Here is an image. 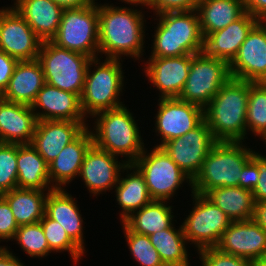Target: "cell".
<instances>
[{"instance_id": "1", "label": "cell", "mask_w": 266, "mask_h": 266, "mask_svg": "<svg viewBox=\"0 0 266 266\" xmlns=\"http://www.w3.org/2000/svg\"><path fill=\"white\" fill-rule=\"evenodd\" d=\"M250 82L230 78L204 108V120L217 142H243Z\"/></svg>"}, {"instance_id": "2", "label": "cell", "mask_w": 266, "mask_h": 266, "mask_svg": "<svg viewBox=\"0 0 266 266\" xmlns=\"http://www.w3.org/2000/svg\"><path fill=\"white\" fill-rule=\"evenodd\" d=\"M98 11L99 52L112 59L121 55L140 58L144 43L142 12L105 4L98 5Z\"/></svg>"}, {"instance_id": "3", "label": "cell", "mask_w": 266, "mask_h": 266, "mask_svg": "<svg viewBox=\"0 0 266 266\" xmlns=\"http://www.w3.org/2000/svg\"><path fill=\"white\" fill-rule=\"evenodd\" d=\"M196 12L197 10L158 14L159 24L150 57H177L203 52L204 37Z\"/></svg>"}, {"instance_id": "4", "label": "cell", "mask_w": 266, "mask_h": 266, "mask_svg": "<svg viewBox=\"0 0 266 266\" xmlns=\"http://www.w3.org/2000/svg\"><path fill=\"white\" fill-rule=\"evenodd\" d=\"M243 147L242 142H217L192 181V192L205 195L216 187L239 186L241 171L255 154L250 148Z\"/></svg>"}, {"instance_id": "5", "label": "cell", "mask_w": 266, "mask_h": 266, "mask_svg": "<svg viewBox=\"0 0 266 266\" xmlns=\"http://www.w3.org/2000/svg\"><path fill=\"white\" fill-rule=\"evenodd\" d=\"M96 116V132H91L93 144L117 157H129L127 163L132 164L145 149L132 113L123 105L97 113Z\"/></svg>"}, {"instance_id": "6", "label": "cell", "mask_w": 266, "mask_h": 266, "mask_svg": "<svg viewBox=\"0 0 266 266\" xmlns=\"http://www.w3.org/2000/svg\"><path fill=\"white\" fill-rule=\"evenodd\" d=\"M37 60L44 72L45 83L81 97L90 57L43 41Z\"/></svg>"}, {"instance_id": "7", "label": "cell", "mask_w": 266, "mask_h": 266, "mask_svg": "<svg viewBox=\"0 0 266 266\" xmlns=\"http://www.w3.org/2000/svg\"><path fill=\"white\" fill-rule=\"evenodd\" d=\"M98 58H92L89 61L85 78L84 89L80 97V105L85 115L94 116L102 111L116 109L123 106L118 101L122 91L123 79L122 68L119 59L106 58L105 62L97 63ZM93 64L97 70L91 71L89 67Z\"/></svg>"}, {"instance_id": "8", "label": "cell", "mask_w": 266, "mask_h": 266, "mask_svg": "<svg viewBox=\"0 0 266 266\" xmlns=\"http://www.w3.org/2000/svg\"><path fill=\"white\" fill-rule=\"evenodd\" d=\"M98 25L95 0L87 6L64 9L58 31L50 41L58 47L96 58L99 53Z\"/></svg>"}, {"instance_id": "9", "label": "cell", "mask_w": 266, "mask_h": 266, "mask_svg": "<svg viewBox=\"0 0 266 266\" xmlns=\"http://www.w3.org/2000/svg\"><path fill=\"white\" fill-rule=\"evenodd\" d=\"M231 78L229 64L204 52L191 55V65L179 99L205 108Z\"/></svg>"}, {"instance_id": "10", "label": "cell", "mask_w": 266, "mask_h": 266, "mask_svg": "<svg viewBox=\"0 0 266 266\" xmlns=\"http://www.w3.org/2000/svg\"><path fill=\"white\" fill-rule=\"evenodd\" d=\"M143 174L152 200H170L184 180L191 179L178 167L171 157L155 146L151 153H143L132 163Z\"/></svg>"}, {"instance_id": "11", "label": "cell", "mask_w": 266, "mask_h": 266, "mask_svg": "<svg viewBox=\"0 0 266 266\" xmlns=\"http://www.w3.org/2000/svg\"><path fill=\"white\" fill-rule=\"evenodd\" d=\"M191 193L195 206L182 225L184 236L196 244L198 251L216 247L232 221L205 195Z\"/></svg>"}, {"instance_id": "12", "label": "cell", "mask_w": 266, "mask_h": 266, "mask_svg": "<svg viewBox=\"0 0 266 266\" xmlns=\"http://www.w3.org/2000/svg\"><path fill=\"white\" fill-rule=\"evenodd\" d=\"M216 143L212 131L203 120L193 130L164 143L161 148L193 181L200 172L207 154Z\"/></svg>"}, {"instance_id": "13", "label": "cell", "mask_w": 266, "mask_h": 266, "mask_svg": "<svg viewBox=\"0 0 266 266\" xmlns=\"http://www.w3.org/2000/svg\"><path fill=\"white\" fill-rule=\"evenodd\" d=\"M42 40L14 7L0 10V49L18 61L36 60Z\"/></svg>"}, {"instance_id": "14", "label": "cell", "mask_w": 266, "mask_h": 266, "mask_svg": "<svg viewBox=\"0 0 266 266\" xmlns=\"http://www.w3.org/2000/svg\"><path fill=\"white\" fill-rule=\"evenodd\" d=\"M159 100L155 126L163 140L157 147L181 137L204 120V109L198 105L185 102L178 97L159 98Z\"/></svg>"}, {"instance_id": "15", "label": "cell", "mask_w": 266, "mask_h": 266, "mask_svg": "<svg viewBox=\"0 0 266 266\" xmlns=\"http://www.w3.org/2000/svg\"><path fill=\"white\" fill-rule=\"evenodd\" d=\"M229 70L234 79L266 82V30L259 22L248 33Z\"/></svg>"}, {"instance_id": "16", "label": "cell", "mask_w": 266, "mask_h": 266, "mask_svg": "<svg viewBox=\"0 0 266 266\" xmlns=\"http://www.w3.org/2000/svg\"><path fill=\"white\" fill-rule=\"evenodd\" d=\"M115 156L94 144L87 150L79 176L83 178L86 187L94 196L117 185L122 168V170L130 169L131 171L132 164L127 161L118 163Z\"/></svg>"}, {"instance_id": "17", "label": "cell", "mask_w": 266, "mask_h": 266, "mask_svg": "<svg viewBox=\"0 0 266 266\" xmlns=\"http://www.w3.org/2000/svg\"><path fill=\"white\" fill-rule=\"evenodd\" d=\"M215 248L249 261L266 256V230L253 219L233 221L224 230Z\"/></svg>"}, {"instance_id": "18", "label": "cell", "mask_w": 266, "mask_h": 266, "mask_svg": "<svg viewBox=\"0 0 266 266\" xmlns=\"http://www.w3.org/2000/svg\"><path fill=\"white\" fill-rule=\"evenodd\" d=\"M86 121L43 120L38 121L31 145L49 165L87 127Z\"/></svg>"}, {"instance_id": "19", "label": "cell", "mask_w": 266, "mask_h": 266, "mask_svg": "<svg viewBox=\"0 0 266 266\" xmlns=\"http://www.w3.org/2000/svg\"><path fill=\"white\" fill-rule=\"evenodd\" d=\"M149 59L145 68L146 76L160 90V98L178 97L187 81L191 54Z\"/></svg>"}, {"instance_id": "20", "label": "cell", "mask_w": 266, "mask_h": 266, "mask_svg": "<svg viewBox=\"0 0 266 266\" xmlns=\"http://www.w3.org/2000/svg\"><path fill=\"white\" fill-rule=\"evenodd\" d=\"M258 22L249 12H245L227 27L208 34L204 38L203 52L230 64L248 33Z\"/></svg>"}, {"instance_id": "21", "label": "cell", "mask_w": 266, "mask_h": 266, "mask_svg": "<svg viewBox=\"0 0 266 266\" xmlns=\"http://www.w3.org/2000/svg\"><path fill=\"white\" fill-rule=\"evenodd\" d=\"M37 122L31 106L0 97V143L31 144Z\"/></svg>"}, {"instance_id": "22", "label": "cell", "mask_w": 266, "mask_h": 266, "mask_svg": "<svg viewBox=\"0 0 266 266\" xmlns=\"http://www.w3.org/2000/svg\"><path fill=\"white\" fill-rule=\"evenodd\" d=\"M39 107L43 109V113H35L38 121H84L85 118L80 105V97L77 94L61 90L48 83L44 84L31 105L33 111Z\"/></svg>"}, {"instance_id": "23", "label": "cell", "mask_w": 266, "mask_h": 266, "mask_svg": "<svg viewBox=\"0 0 266 266\" xmlns=\"http://www.w3.org/2000/svg\"><path fill=\"white\" fill-rule=\"evenodd\" d=\"M44 84V72L37 59L18 61L0 97L7 101L31 106Z\"/></svg>"}, {"instance_id": "24", "label": "cell", "mask_w": 266, "mask_h": 266, "mask_svg": "<svg viewBox=\"0 0 266 266\" xmlns=\"http://www.w3.org/2000/svg\"><path fill=\"white\" fill-rule=\"evenodd\" d=\"M93 144L88 127L72 142L67 144L58 156L48 165L50 182H56L53 188H62L79 176L84 156ZM58 185V186H57Z\"/></svg>"}, {"instance_id": "25", "label": "cell", "mask_w": 266, "mask_h": 266, "mask_svg": "<svg viewBox=\"0 0 266 266\" xmlns=\"http://www.w3.org/2000/svg\"><path fill=\"white\" fill-rule=\"evenodd\" d=\"M14 8L42 41L57 33L64 11L52 0H16Z\"/></svg>"}, {"instance_id": "26", "label": "cell", "mask_w": 266, "mask_h": 266, "mask_svg": "<svg viewBox=\"0 0 266 266\" xmlns=\"http://www.w3.org/2000/svg\"><path fill=\"white\" fill-rule=\"evenodd\" d=\"M76 205L72 196L63 188H54L48 190L45 214L58 222L69 237L85 251L82 232L83 219Z\"/></svg>"}, {"instance_id": "27", "label": "cell", "mask_w": 266, "mask_h": 266, "mask_svg": "<svg viewBox=\"0 0 266 266\" xmlns=\"http://www.w3.org/2000/svg\"><path fill=\"white\" fill-rule=\"evenodd\" d=\"M18 188L48 190L50 186L49 167L31 144H17Z\"/></svg>"}, {"instance_id": "28", "label": "cell", "mask_w": 266, "mask_h": 266, "mask_svg": "<svg viewBox=\"0 0 266 266\" xmlns=\"http://www.w3.org/2000/svg\"><path fill=\"white\" fill-rule=\"evenodd\" d=\"M196 10L204 38L227 27L246 12L244 0H200Z\"/></svg>"}, {"instance_id": "29", "label": "cell", "mask_w": 266, "mask_h": 266, "mask_svg": "<svg viewBox=\"0 0 266 266\" xmlns=\"http://www.w3.org/2000/svg\"><path fill=\"white\" fill-rule=\"evenodd\" d=\"M44 191L17 187L1 195L10 205L18 226L35 224L43 218L48 195Z\"/></svg>"}, {"instance_id": "30", "label": "cell", "mask_w": 266, "mask_h": 266, "mask_svg": "<svg viewBox=\"0 0 266 266\" xmlns=\"http://www.w3.org/2000/svg\"><path fill=\"white\" fill-rule=\"evenodd\" d=\"M205 196L223 210L233 221H246L253 217L255 201L253 193L242 187H216Z\"/></svg>"}, {"instance_id": "31", "label": "cell", "mask_w": 266, "mask_h": 266, "mask_svg": "<svg viewBox=\"0 0 266 266\" xmlns=\"http://www.w3.org/2000/svg\"><path fill=\"white\" fill-rule=\"evenodd\" d=\"M165 202L153 200L139 211L133 212L122 223L131 231L147 236L170 228L173 225L172 206L166 205Z\"/></svg>"}, {"instance_id": "32", "label": "cell", "mask_w": 266, "mask_h": 266, "mask_svg": "<svg viewBox=\"0 0 266 266\" xmlns=\"http://www.w3.org/2000/svg\"><path fill=\"white\" fill-rule=\"evenodd\" d=\"M133 173L128 174L126 178L119 177L118 184L115 186L116 199L122 207V222L133 212L140 210L151 201L145 178L139 169L132 164Z\"/></svg>"}, {"instance_id": "33", "label": "cell", "mask_w": 266, "mask_h": 266, "mask_svg": "<svg viewBox=\"0 0 266 266\" xmlns=\"http://www.w3.org/2000/svg\"><path fill=\"white\" fill-rule=\"evenodd\" d=\"M150 241L158 251L165 266H189L182 225L176 230L173 225L152 235Z\"/></svg>"}, {"instance_id": "34", "label": "cell", "mask_w": 266, "mask_h": 266, "mask_svg": "<svg viewBox=\"0 0 266 266\" xmlns=\"http://www.w3.org/2000/svg\"><path fill=\"white\" fill-rule=\"evenodd\" d=\"M246 127L260 137L266 134V82H250Z\"/></svg>"}, {"instance_id": "35", "label": "cell", "mask_w": 266, "mask_h": 266, "mask_svg": "<svg viewBox=\"0 0 266 266\" xmlns=\"http://www.w3.org/2000/svg\"><path fill=\"white\" fill-rule=\"evenodd\" d=\"M51 251H69L74 262L81 259L84 251L69 237L65 229L46 214L39 221Z\"/></svg>"}, {"instance_id": "36", "label": "cell", "mask_w": 266, "mask_h": 266, "mask_svg": "<svg viewBox=\"0 0 266 266\" xmlns=\"http://www.w3.org/2000/svg\"><path fill=\"white\" fill-rule=\"evenodd\" d=\"M14 239L31 257H43L51 253L40 222L20 225Z\"/></svg>"}, {"instance_id": "37", "label": "cell", "mask_w": 266, "mask_h": 266, "mask_svg": "<svg viewBox=\"0 0 266 266\" xmlns=\"http://www.w3.org/2000/svg\"><path fill=\"white\" fill-rule=\"evenodd\" d=\"M123 229L131 254L141 266H165L149 236L131 231L124 223Z\"/></svg>"}, {"instance_id": "38", "label": "cell", "mask_w": 266, "mask_h": 266, "mask_svg": "<svg viewBox=\"0 0 266 266\" xmlns=\"http://www.w3.org/2000/svg\"><path fill=\"white\" fill-rule=\"evenodd\" d=\"M17 144L0 143V195L17 188Z\"/></svg>"}, {"instance_id": "39", "label": "cell", "mask_w": 266, "mask_h": 266, "mask_svg": "<svg viewBox=\"0 0 266 266\" xmlns=\"http://www.w3.org/2000/svg\"><path fill=\"white\" fill-rule=\"evenodd\" d=\"M202 266H249V260L219 251L217 248L199 250Z\"/></svg>"}, {"instance_id": "40", "label": "cell", "mask_w": 266, "mask_h": 266, "mask_svg": "<svg viewBox=\"0 0 266 266\" xmlns=\"http://www.w3.org/2000/svg\"><path fill=\"white\" fill-rule=\"evenodd\" d=\"M200 0H144L143 5L151 7L156 14L166 12H187L196 10Z\"/></svg>"}, {"instance_id": "41", "label": "cell", "mask_w": 266, "mask_h": 266, "mask_svg": "<svg viewBox=\"0 0 266 266\" xmlns=\"http://www.w3.org/2000/svg\"><path fill=\"white\" fill-rule=\"evenodd\" d=\"M18 227L10 205L0 195V239H14Z\"/></svg>"}, {"instance_id": "42", "label": "cell", "mask_w": 266, "mask_h": 266, "mask_svg": "<svg viewBox=\"0 0 266 266\" xmlns=\"http://www.w3.org/2000/svg\"><path fill=\"white\" fill-rule=\"evenodd\" d=\"M259 180V154L255 153L244 165L239 177V187L253 191Z\"/></svg>"}, {"instance_id": "43", "label": "cell", "mask_w": 266, "mask_h": 266, "mask_svg": "<svg viewBox=\"0 0 266 266\" xmlns=\"http://www.w3.org/2000/svg\"><path fill=\"white\" fill-rule=\"evenodd\" d=\"M18 60L0 49V95L6 89Z\"/></svg>"}, {"instance_id": "44", "label": "cell", "mask_w": 266, "mask_h": 266, "mask_svg": "<svg viewBox=\"0 0 266 266\" xmlns=\"http://www.w3.org/2000/svg\"><path fill=\"white\" fill-rule=\"evenodd\" d=\"M255 202L266 200V157L259 154V180L252 191Z\"/></svg>"}, {"instance_id": "45", "label": "cell", "mask_w": 266, "mask_h": 266, "mask_svg": "<svg viewBox=\"0 0 266 266\" xmlns=\"http://www.w3.org/2000/svg\"><path fill=\"white\" fill-rule=\"evenodd\" d=\"M244 8L258 21L266 18V0H244Z\"/></svg>"}, {"instance_id": "46", "label": "cell", "mask_w": 266, "mask_h": 266, "mask_svg": "<svg viewBox=\"0 0 266 266\" xmlns=\"http://www.w3.org/2000/svg\"><path fill=\"white\" fill-rule=\"evenodd\" d=\"M252 219L264 230H266V200L255 202Z\"/></svg>"}, {"instance_id": "47", "label": "cell", "mask_w": 266, "mask_h": 266, "mask_svg": "<svg viewBox=\"0 0 266 266\" xmlns=\"http://www.w3.org/2000/svg\"><path fill=\"white\" fill-rule=\"evenodd\" d=\"M0 266H24L18 258L12 255L4 246H0Z\"/></svg>"}, {"instance_id": "48", "label": "cell", "mask_w": 266, "mask_h": 266, "mask_svg": "<svg viewBox=\"0 0 266 266\" xmlns=\"http://www.w3.org/2000/svg\"><path fill=\"white\" fill-rule=\"evenodd\" d=\"M63 9L80 8L90 5L94 0H52Z\"/></svg>"}, {"instance_id": "49", "label": "cell", "mask_w": 266, "mask_h": 266, "mask_svg": "<svg viewBox=\"0 0 266 266\" xmlns=\"http://www.w3.org/2000/svg\"><path fill=\"white\" fill-rule=\"evenodd\" d=\"M249 266H266V256L250 260Z\"/></svg>"}, {"instance_id": "50", "label": "cell", "mask_w": 266, "mask_h": 266, "mask_svg": "<svg viewBox=\"0 0 266 266\" xmlns=\"http://www.w3.org/2000/svg\"><path fill=\"white\" fill-rule=\"evenodd\" d=\"M123 1L128 4L130 3V4H136V5L144 3V0H123Z\"/></svg>"}, {"instance_id": "51", "label": "cell", "mask_w": 266, "mask_h": 266, "mask_svg": "<svg viewBox=\"0 0 266 266\" xmlns=\"http://www.w3.org/2000/svg\"><path fill=\"white\" fill-rule=\"evenodd\" d=\"M259 23L265 28L266 30V18H263L261 20H259ZM265 24V25H264Z\"/></svg>"}, {"instance_id": "52", "label": "cell", "mask_w": 266, "mask_h": 266, "mask_svg": "<svg viewBox=\"0 0 266 266\" xmlns=\"http://www.w3.org/2000/svg\"><path fill=\"white\" fill-rule=\"evenodd\" d=\"M263 141L265 140L266 142V134L262 137Z\"/></svg>"}]
</instances>
